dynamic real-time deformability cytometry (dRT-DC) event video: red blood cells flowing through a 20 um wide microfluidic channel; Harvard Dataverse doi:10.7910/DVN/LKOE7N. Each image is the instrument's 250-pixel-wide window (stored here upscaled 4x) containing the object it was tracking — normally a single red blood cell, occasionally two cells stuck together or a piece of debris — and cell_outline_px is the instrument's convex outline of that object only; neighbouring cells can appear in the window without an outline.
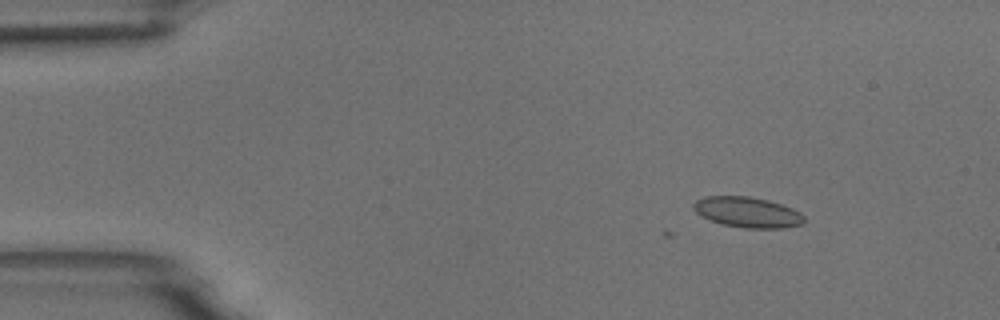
{"species": "common noctule bat (a hibernating species)", "species_latin": "Nyctalus noctula", "temperature_condition": "room temperature", "stored_images_in_passage": 4, "camera_frame_rate_fps": 3000, "um_per_image_px": 0.085, "animal": {"sex": "male", "body_mass_g": 18.8}, "frame": {"image": 1, "passage_image": 1, "time_ms": 0.0, "image_size_px": [1000, 320], "cell_outline_px": [[804, 224], [780, 228], [744, 228], [724, 224], [712, 220], [696, 212], [692, 208], [692, 204], [696, 200], [704, 196], [748, 196], [768, 200], [792, 208], [800, 212], [804, 216]], "centroid_in_image_um": [63.54, 18.03], "position_along_channel_um": 21.5, "area_um2": 19.54}}